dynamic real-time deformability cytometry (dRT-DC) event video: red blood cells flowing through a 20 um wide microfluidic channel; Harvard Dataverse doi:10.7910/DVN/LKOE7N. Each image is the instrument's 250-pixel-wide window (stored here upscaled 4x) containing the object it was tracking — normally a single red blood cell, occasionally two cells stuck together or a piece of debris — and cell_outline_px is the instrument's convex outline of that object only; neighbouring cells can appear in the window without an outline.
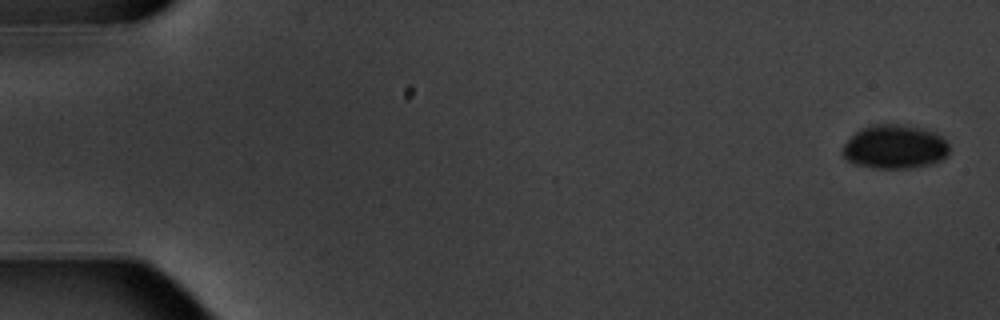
{"species": "common noctule bat (a hibernating species)", "species_latin": "Nyctalus noctula", "temperature_condition": "warm", "stored_images_in_passage": 6, "camera_frame_rate_fps": 3000, "um_per_image_px": 0.085, "animal": {"sex": "male", "body_mass_g": 20.1, "forearm_length_mm": 53.5}, "frame": {"image": 1, "passage_image": 1, "time_ms": 0.0, "image_size_px": [1000, 320], "cell_outline_px": [[948, 152], [940, 160], [932, 164], [908, 168], [876, 168], [856, 164], [848, 160], [844, 156], [844, 144], [860, 128], [872, 124], [904, 124], [936, 132], [944, 136], [948, 144]], "centroid_in_image_um": [76.08, 12.46], "position_along_channel_um": 8.9, "area_um2": 27.22}}
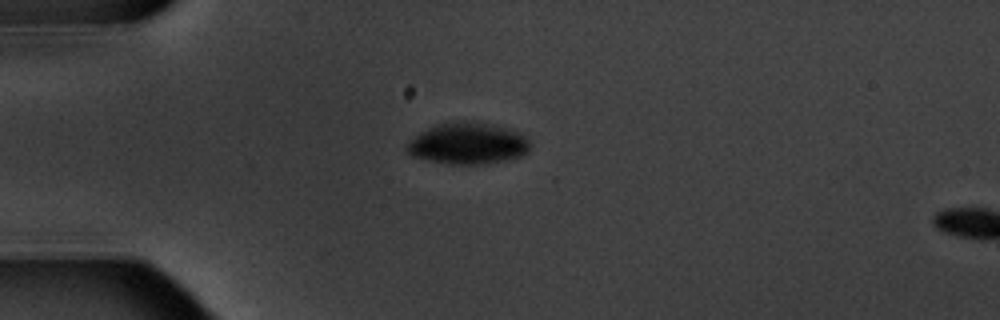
{"frame": {"image": 2, "passage_image": 5, "time_ms": 4.667, "image_size_px": [1000, 320], "cell_outline_px": [[532, 144], [528, 152], [520, 156], [504, 160], [480, 164], [448, 164], [428, 160], [412, 156], [404, 148], [420, 132], [428, 128], [440, 124], [464, 120], [476, 120], [496, 124], [512, 128], [528, 136]], "centroid_in_image_um": [39.85, 12.17], "position_along_channel_um": 45.2, "area_um2": 30.23}}